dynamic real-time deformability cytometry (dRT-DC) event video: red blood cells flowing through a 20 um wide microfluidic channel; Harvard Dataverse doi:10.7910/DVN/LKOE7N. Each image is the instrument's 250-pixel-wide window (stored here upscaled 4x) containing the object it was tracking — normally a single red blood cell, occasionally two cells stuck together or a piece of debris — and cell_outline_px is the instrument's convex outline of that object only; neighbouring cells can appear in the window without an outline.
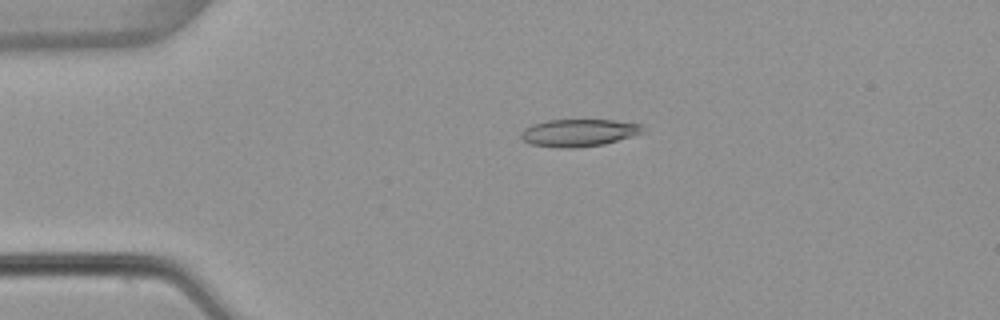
{"species": "common noctule bat (a hibernating species)", "species_latin": "Nyctalus noctula", "temperature_condition": "warm", "stored_images_in_passage": 53, "camera_frame_rate_fps": 3000, "um_per_image_px": 0.085, "animal": {"sex": "female", "body_mass_g": 22.7, "forearm_length_mm": 54.2}, "frame": {"image": 1, "passage_image": 12, "time_ms": 3.667, "image_size_px": [1000, 320], "cell_outline_px": [[644, 132], [632, 136], [604, 144], [576, 148], [560, 148], [528, 144], [520, 136], [520, 132], [524, 128], [532, 124], [544, 120], [612, 120], [644, 124]], "centroid_in_image_um": [49.18, 11.28], "position_along_channel_um": 35.8, "area_um2": 19.65}}
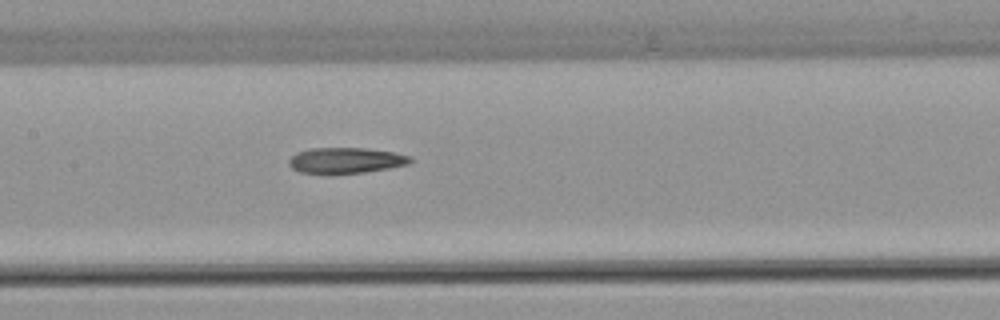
{"frame": {"image": 2, "passage_image": 26, "time_ms": 8.333, "image_size_px": [1000, 320], "cell_outline_px": [[412, 160], [408, 164], [388, 168], [364, 172], [300, 172], [292, 168], [288, 164], [288, 160], [296, 152], [308, 148], [364, 148], [392, 152], [412, 156]], "centroid_in_image_um": [29.38, 13.61], "position_along_channel_um": 178.0, "area_um2": 17.8}}
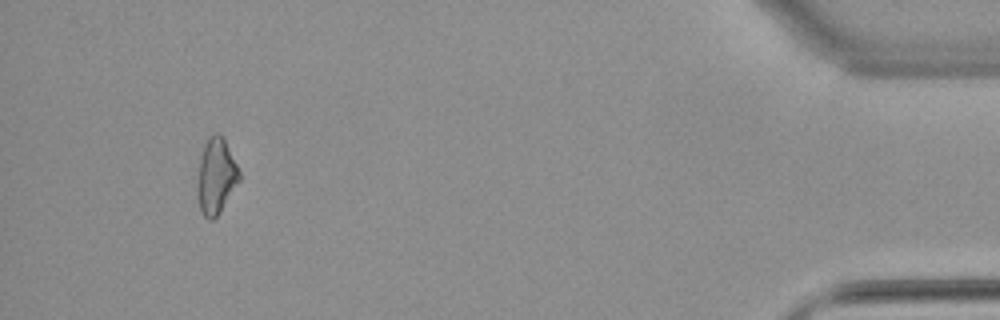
{"frame": {"image": 3, "passage_image": 50, "time_ms": 16.333, "image_size_px": [1000, 320], "cell_outline_px": [[240, 180], [220, 212], [212, 220], [208, 220], [200, 212], [196, 188], [200, 156], [204, 144], [208, 136], [216, 132], [220, 132], [240, 172]], "centroid_in_image_um": [18.33, 14.98], "position_along_channel_um": 416.9, "area_um2": 18.55}, "authors_computed_cell_mechanics": {"area_um2": 18.6694, "velocity_mm_per_s": 3.8788, "shape_relaxation_time_tau1_ms": null, "shape_relaxation_time_tau2_ms": 9.9328, "deformation_change_tau1": null, "deformation_change_tau2": 0.2481}}